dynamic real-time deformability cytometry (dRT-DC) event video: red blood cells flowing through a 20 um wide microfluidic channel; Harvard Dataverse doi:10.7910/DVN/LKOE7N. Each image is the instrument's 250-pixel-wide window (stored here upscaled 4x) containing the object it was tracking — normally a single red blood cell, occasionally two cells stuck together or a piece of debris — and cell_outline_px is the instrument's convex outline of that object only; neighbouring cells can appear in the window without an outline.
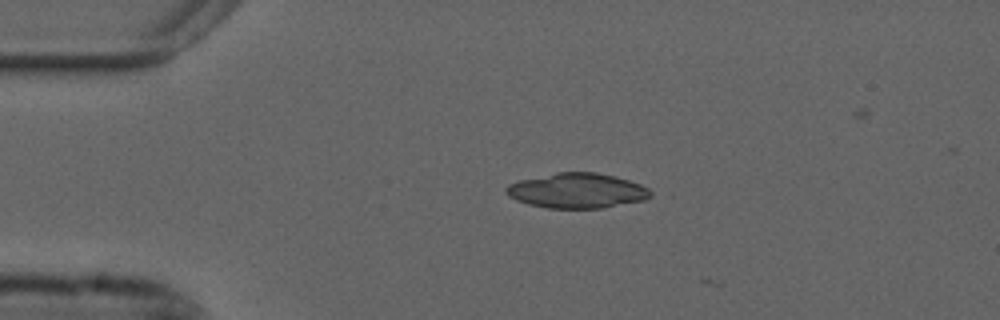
{"species": "common noctule bat (a hibernating species)", "species_latin": "Nyctalus noctula", "temperature_condition": "cold", "stored_images_in_passage": 2, "camera_frame_rate_fps": 3000, "um_per_image_px": 0.085, "animal": {"sex": "male", "forearm_length_mm": 52.5}, "frame": {"image": 1, "passage_image": 1, "time_ms": 0.0, "image_size_px": [1000, 320], "cell_outline_px": [[652, 196], [644, 200], [604, 208], [548, 208], [528, 204], [516, 200], [508, 196], [504, 192], [504, 188], [508, 184], [520, 180], [556, 172], [596, 172], [616, 176], [640, 184], [648, 188], [652, 192]], "centroid_in_image_um": [49.04, 16.21], "position_along_channel_um": 36.0, "area_um2": 29.65}}